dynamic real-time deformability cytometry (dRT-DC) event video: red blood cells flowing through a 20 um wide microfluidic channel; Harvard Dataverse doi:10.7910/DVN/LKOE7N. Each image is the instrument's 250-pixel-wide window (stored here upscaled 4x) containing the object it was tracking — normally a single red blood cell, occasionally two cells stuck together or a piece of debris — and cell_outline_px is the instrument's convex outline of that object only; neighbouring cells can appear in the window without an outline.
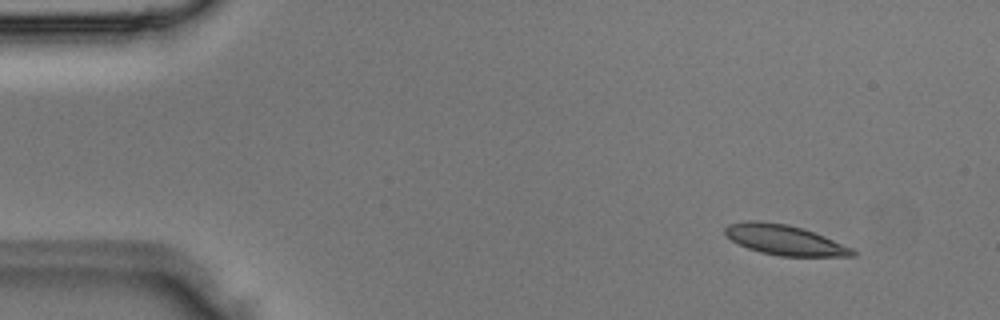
{"species": "Egyptian fruit bat (a non-hibernating species)", "species_latin": "Rousettus aegyptiacus", "temperature_condition": "room temperature", "stored_images_in_passage": 3, "segment_of_instrument_passage": [1, 2], "camera_frame_rate_fps": 3000, "um_per_image_px": 0.085, "animal": {"sex": "male"}, "frame": {"image": 1, "passage_image": 1, "time_ms": 0.0, "image_size_px": [1000, 320], "cell_outline_px": [[856, 256], [780, 256], [760, 252], [748, 248], [732, 240], [724, 232], [724, 228], [728, 224], [744, 220], [760, 220], [788, 224], [824, 236], [852, 248], [856, 252]], "centroid_in_image_um": [66.66, 20.38], "position_along_channel_um": 18.3, "area_um2": 22.25}}